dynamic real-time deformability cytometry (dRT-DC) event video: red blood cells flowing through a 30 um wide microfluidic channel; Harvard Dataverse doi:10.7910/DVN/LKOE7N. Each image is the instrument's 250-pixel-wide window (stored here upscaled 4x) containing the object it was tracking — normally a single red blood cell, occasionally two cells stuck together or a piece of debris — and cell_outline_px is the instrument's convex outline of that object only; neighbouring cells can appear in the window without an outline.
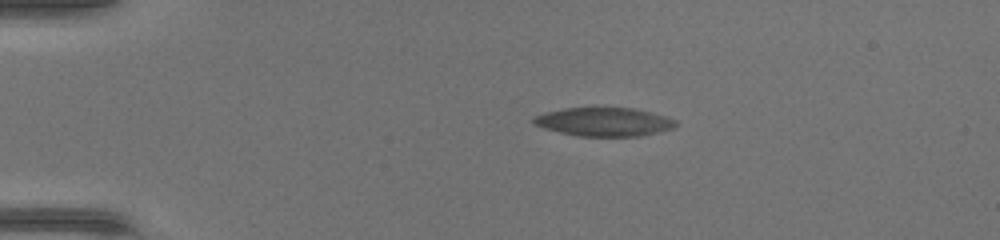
{"species": "common noctule bat (a hibernating species)", "species_latin": "Nyctalus noctula", "temperature_condition": "warm", "stored_images_in_passage": 39, "camera_frame_rate_fps": 3000, "um_per_image_px": 0.085, "animal": {"sex": "female", "body_mass_g": 17.0, "forearm_length_mm": 48.0}, "frame": {"image": 1, "passage_image": 1, "time_ms": 0.0, "image_size_px": [1000, 240], "cell_outline_px": [[676, 124], [672, 128], [640, 136], [580, 136], [560, 132], [544, 128], [536, 124], [532, 120], [536, 116], [548, 112], [564, 108], [632, 108], [664, 116], [676, 120]], "centroid_in_image_um": [51.34, 10.36], "position_along_channel_um": 33.7, "area_um2": 23.12}}
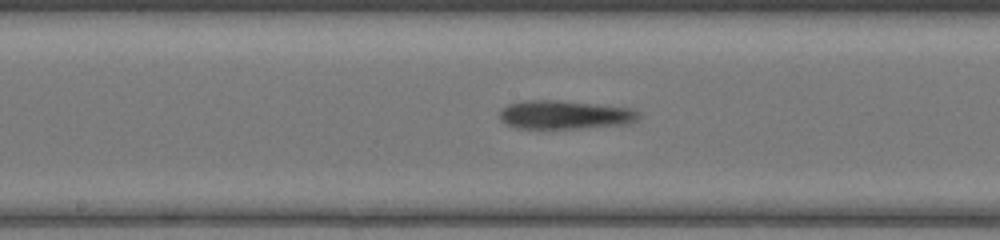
{"frame": {"image": 2, "passage_image": 17, "time_ms": 5.333, "image_size_px": [1000, 240], "cell_outline_px": [[640, 116], [636, 120], [628, 124], [584, 128], [516, 128], [504, 124], [500, 120], [500, 112], [508, 104], [524, 100], [556, 100], [632, 108], [640, 112]], "centroid_in_image_um": [48.01, 9.76], "position_along_channel_um": 200.2, "area_um2": 23.24}}
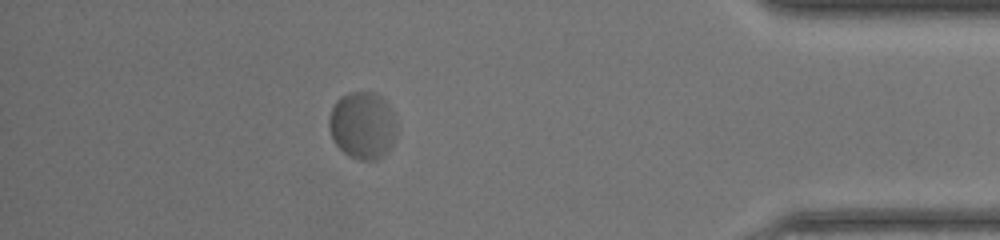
{"frame": {"image": 3, "passage_image": 34, "time_ms": 11.0, "image_size_px": [1000, 240], "cell_outline_px": [[396, 132], [392, 144], [388, 152], [380, 160], [360, 160], [348, 156], [332, 140], [328, 124], [328, 120], [332, 108], [336, 100], [340, 96], [348, 92], [372, 92], [380, 96], [388, 104], [392, 116]], "centroid_in_image_um": [30.79, 10.68], "position_along_channel_um": 404.4, "area_um2": 26.53}}